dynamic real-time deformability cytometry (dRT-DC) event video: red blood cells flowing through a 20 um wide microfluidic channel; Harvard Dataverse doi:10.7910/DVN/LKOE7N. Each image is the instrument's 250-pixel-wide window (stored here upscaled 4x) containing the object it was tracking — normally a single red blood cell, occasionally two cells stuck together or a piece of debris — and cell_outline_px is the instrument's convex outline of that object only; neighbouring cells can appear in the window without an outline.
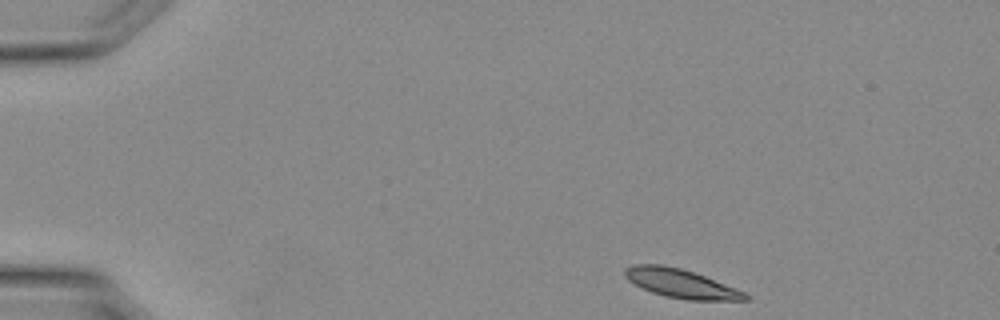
{"species": "Egyptian fruit bat (a non-hibernating species)", "species_latin": "Rousettus aegyptiacus", "temperature_condition": "warm", "stored_images_in_passage": 31, "camera_frame_rate_fps": 3000, "um_per_image_px": 0.085, "animal": {"sex": "female"}, "frame": {"image": 1, "passage_image": 1, "time_ms": 0.0, "image_size_px": [1000, 320], "cell_outline_px": [[748, 300], [688, 300], [664, 296], [652, 292], [628, 280], [624, 276], [624, 268], [632, 264], [660, 264], [680, 268], [704, 276], [736, 288], [744, 292], [748, 296]], "centroid_in_image_um": [57.85, 24.09], "position_along_channel_um": 27.2, "area_um2": 20.0}}
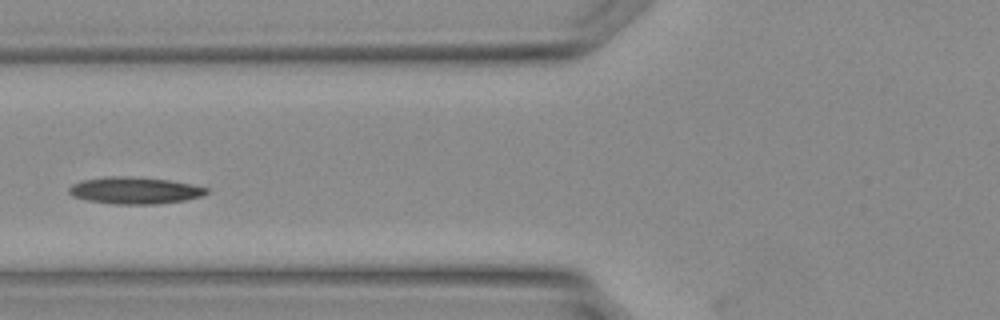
{"frame": {"image": 2, "passage_image": 10, "time_ms": 3.0, "image_size_px": [1000, 320], "cell_outline_px": [[208, 192], [200, 196], [184, 200], [156, 204], [112, 204], [88, 200], [72, 196], [68, 192], [68, 188], [72, 184], [80, 180], [104, 176], [128, 176], [168, 180], [192, 184], [208, 188]], "centroid_in_image_um": [11.4, 16.18], "position_along_channel_um": 114.4, "area_um2": 21.56}}
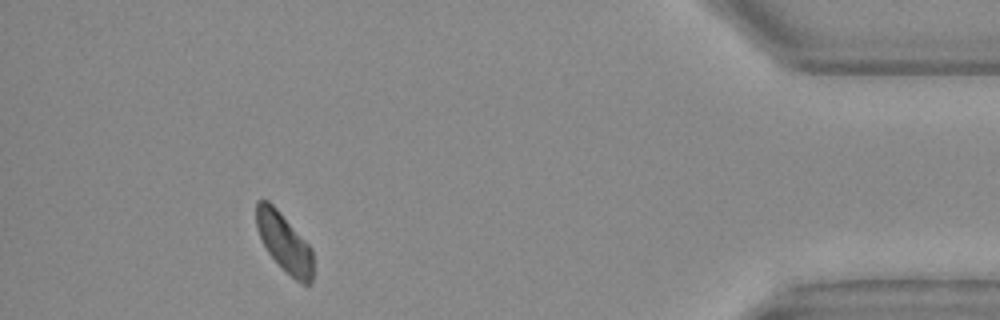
{"frame": {"image": 3, "passage_image": 28, "time_ms": 9.0, "image_size_px": [1000, 320], "cell_outline_px": [[312, 280], [308, 284], [304, 284], [296, 280], [268, 252], [256, 228], [256, 200], [268, 200], [280, 212], [312, 248]], "centroid_in_image_um": [24.15, 20.57], "position_along_channel_um": 411.1, "area_um2": 18.9}}